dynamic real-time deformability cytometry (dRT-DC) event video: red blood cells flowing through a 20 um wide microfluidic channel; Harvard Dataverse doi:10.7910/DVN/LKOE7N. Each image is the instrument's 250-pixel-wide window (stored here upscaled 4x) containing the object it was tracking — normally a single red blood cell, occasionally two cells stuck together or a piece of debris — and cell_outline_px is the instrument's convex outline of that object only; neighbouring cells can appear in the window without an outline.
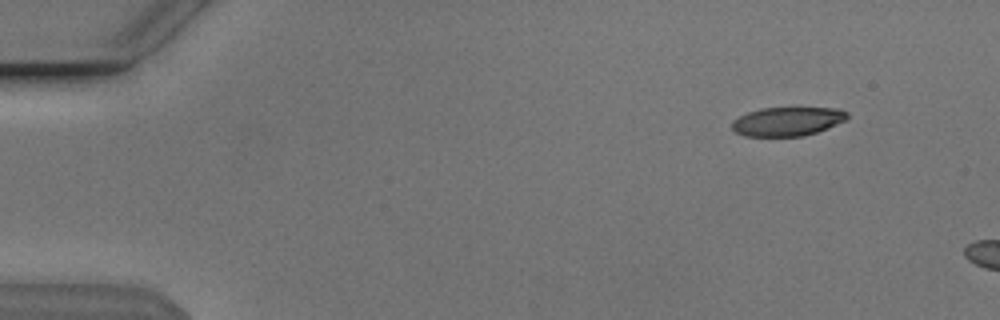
{"species": "Egyptian fruit bat (a non-hibernating species)", "species_latin": "Rousettus aegyptiacus", "temperature_condition": "cold", "stored_images_in_passage": 7, "camera_frame_rate_fps": 3000, "um_per_image_px": 0.085, "animal": {"sex": "male"}, "frame": {"image": 1, "passage_image": 3, "time_ms": 0.667, "image_size_px": [1000, 320], "cell_outline_px": [[848, 116], [844, 120], [836, 124], [816, 132], [804, 136], [744, 136], [736, 132], [732, 128], [732, 120], [748, 112], [760, 108], [840, 108], [848, 112]], "centroid_in_image_um": [66.91, 10.32], "position_along_channel_um": 18.1, "area_um2": 19.31}}